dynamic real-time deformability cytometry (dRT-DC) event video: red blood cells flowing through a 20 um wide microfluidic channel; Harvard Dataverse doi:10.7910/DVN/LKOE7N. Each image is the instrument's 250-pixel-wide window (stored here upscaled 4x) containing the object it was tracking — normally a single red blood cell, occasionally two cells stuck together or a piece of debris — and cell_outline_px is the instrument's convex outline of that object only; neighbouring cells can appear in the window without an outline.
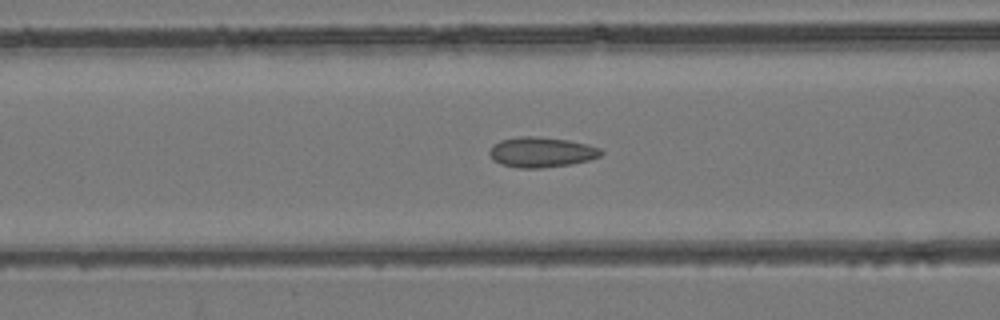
{"species": "common noctule bat (a hibernating species)", "species_latin": "Nyctalus noctula", "temperature_condition": "room temperature", "stored_images_in_passage": 49, "camera_frame_rate_fps": 3000, "um_per_image_px": 0.085, "animal": {"sex": "female", "body_mass_g": 24.6, "forearm_length_mm": 56.2}, "frame": {"image": 1, "passage_image": 20, "time_ms": 6.333, "image_size_px": [1000, 320], "cell_outline_px": [[604, 152], [600, 156], [588, 160], [568, 164], [540, 168], [520, 168], [500, 164], [492, 160], [488, 152], [492, 144], [500, 140], [520, 136], [536, 136], [568, 140], [588, 144], [600, 148]], "centroid_in_image_um": [45.98, 12.92], "position_along_channel_um": 120.6, "area_um2": 19.71}}
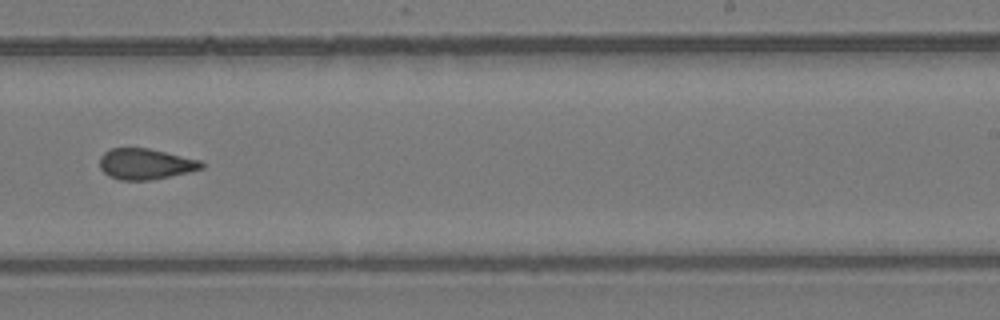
{"frame": {"image": 2, "passage_image": 31, "time_ms": 10.0, "image_size_px": [1000, 320], "cell_outline_px": [[204, 168], [188, 172], [152, 180], [120, 180], [108, 176], [100, 168], [100, 156], [104, 152], [112, 148], [148, 148], [200, 160], [204, 164]], "centroid_in_image_um": [12.35, 13.94], "position_along_channel_um": 276.6, "area_um2": 18.26}}
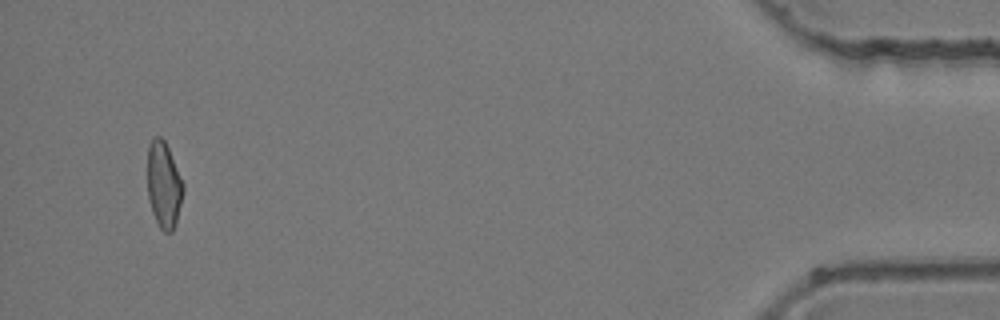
{"frame": {"image": 3, "passage_image": 47, "time_ms": 15.333, "image_size_px": [1000, 320], "cell_outline_px": [[184, 188], [176, 224], [172, 232], [164, 232], [160, 228], [152, 212], [148, 200], [148, 144], [156, 136], [160, 136], [164, 140], [168, 148], [184, 184]], "centroid_in_image_um": [13.92, 15.73], "position_along_channel_um": 421.3, "area_um2": 17.86}}